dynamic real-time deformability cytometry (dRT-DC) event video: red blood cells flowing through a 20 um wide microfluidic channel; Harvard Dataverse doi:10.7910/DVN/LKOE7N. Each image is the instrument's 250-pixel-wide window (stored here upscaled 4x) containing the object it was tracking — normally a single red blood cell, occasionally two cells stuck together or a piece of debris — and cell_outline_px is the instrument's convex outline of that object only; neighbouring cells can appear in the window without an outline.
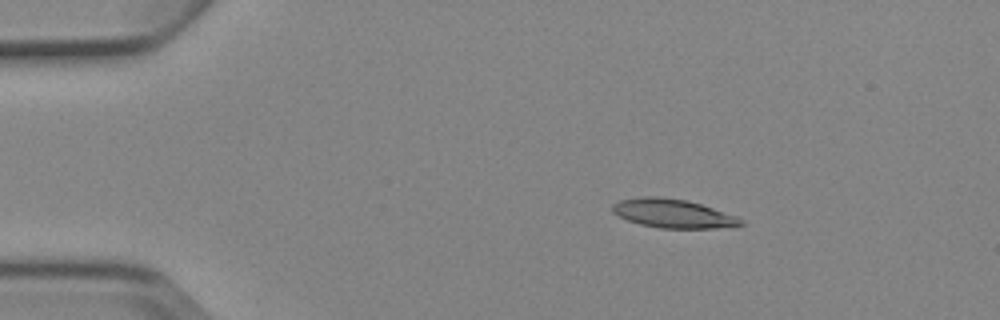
{"species": "Egyptian fruit bat (a non-hibernating species)", "species_latin": "Rousettus aegyptiacus", "temperature_condition": "cold", "stored_images_in_passage": 4, "camera_frame_rate_fps": 3000, "um_per_image_px": 0.085, "animal": {"sex": "female"}, "frame": {"image": 1, "passage_image": 2, "time_ms": 1.0, "image_size_px": [1000, 320], "cell_outline_px": [[744, 224], [736, 228], [660, 228], [640, 224], [628, 220], [612, 212], [612, 204], [620, 200], [644, 196], [660, 196], [688, 200], [736, 216], [744, 220]], "centroid_in_image_um": [57.25, 18.15], "position_along_channel_um": 27.8, "area_um2": 21.68}}